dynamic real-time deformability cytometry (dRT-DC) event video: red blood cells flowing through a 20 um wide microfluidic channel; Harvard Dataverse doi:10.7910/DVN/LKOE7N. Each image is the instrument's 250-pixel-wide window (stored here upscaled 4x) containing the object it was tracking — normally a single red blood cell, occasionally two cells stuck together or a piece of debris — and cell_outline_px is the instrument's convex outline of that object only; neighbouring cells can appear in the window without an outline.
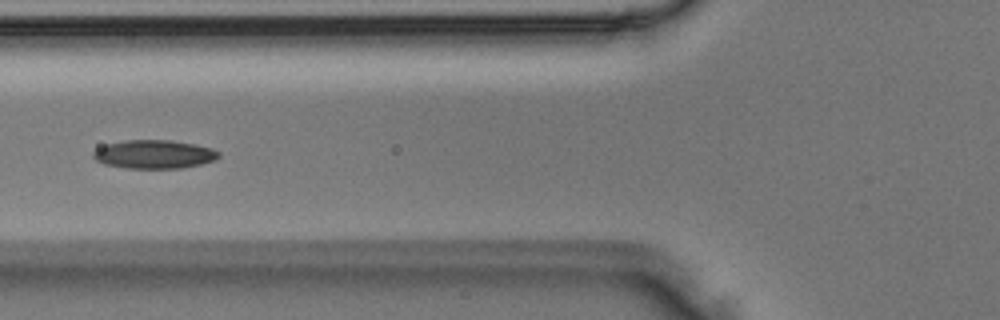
{"species": "Egyptian fruit bat (a non-hibernating species)", "species_latin": "Rousettus aegyptiacus", "temperature_condition": "room temperature", "stored_images_in_passage": 25, "camera_frame_rate_fps": 3000, "um_per_image_px": 0.085, "animal": {"sex": "male"}, "frame": {"image": 1, "passage_image": 8, "time_ms": 2.333, "image_size_px": [1000, 320], "cell_outline_px": [[220, 156], [216, 160], [184, 168], [128, 168], [104, 164], [96, 160], [92, 156], [92, 152], [96, 148], [108, 144], [124, 140], [172, 140], [196, 144], [212, 148], [220, 152]], "centroid_in_image_um": [13.12, 13.11], "position_along_channel_um": 112.7, "area_um2": 21.04}}